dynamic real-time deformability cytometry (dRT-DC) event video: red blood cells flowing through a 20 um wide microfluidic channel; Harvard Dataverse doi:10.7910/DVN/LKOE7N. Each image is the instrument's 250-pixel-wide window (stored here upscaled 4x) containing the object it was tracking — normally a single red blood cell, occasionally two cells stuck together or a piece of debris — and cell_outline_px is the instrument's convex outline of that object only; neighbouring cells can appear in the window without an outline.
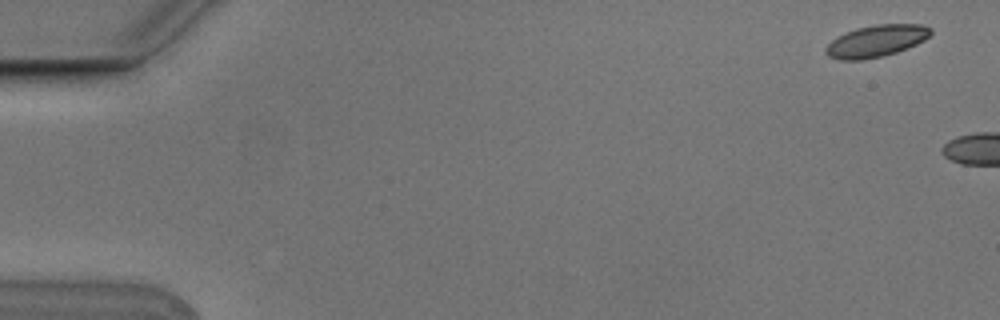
{"species": "Egyptian fruit bat (a non-hibernating species)", "species_latin": "Rousettus aegyptiacus", "temperature_condition": "cold", "stored_images_in_passage": 3, "camera_frame_rate_fps": 3000, "um_per_image_px": 0.085, "animal": {"sex": "male"}, "frame": {"image": 1, "passage_image": 1, "time_ms": 0.0, "image_size_px": [1000, 320], "cell_outline_px": [[932, 32], [924, 40], [916, 44], [896, 52], [864, 60], [840, 60], [828, 56], [824, 52], [824, 48], [836, 36], [844, 32], [856, 28], [876, 24], [924, 24], [932, 28]], "centroid_in_image_um": [74.45, 3.47], "position_along_channel_um": 10.6, "area_um2": 19.59}}